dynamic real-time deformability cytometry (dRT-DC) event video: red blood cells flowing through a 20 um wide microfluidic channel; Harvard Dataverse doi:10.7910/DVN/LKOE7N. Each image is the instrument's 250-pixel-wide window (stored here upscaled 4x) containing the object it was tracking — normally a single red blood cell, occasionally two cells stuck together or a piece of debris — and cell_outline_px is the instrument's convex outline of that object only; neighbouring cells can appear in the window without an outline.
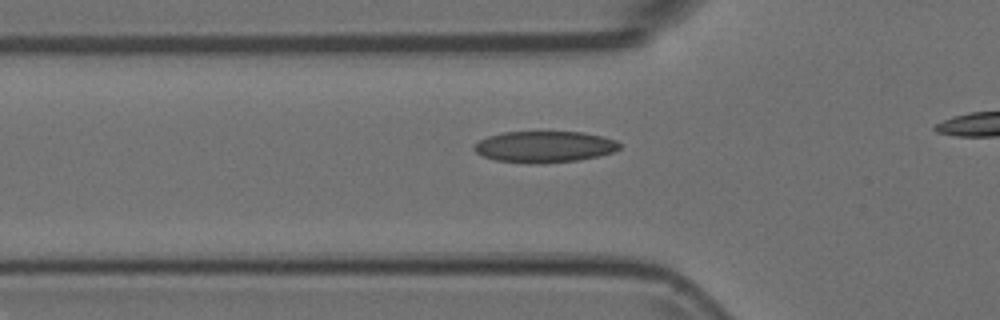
{"species": "Egyptian fruit bat (a non-hibernating species)", "species_latin": "Rousettus aegyptiacus", "temperature_condition": "room temperature", "stored_images_in_passage": 28, "camera_frame_rate_fps": 3000, "um_per_image_px": 0.085, "animal": {"sex": "female"}, "frame": {"image": 1, "passage_image": 2, "time_ms": 0.333, "image_size_px": [1000, 320], "cell_outline_px": [[620, 148], [612, 152], [596, 156], [576, 160], [536, 164], [532, 164], [496, 160], [484, 156], [476, 152], [472, 148], [480, 140], [488, 136], [504, 132], [584, 132], [616, 140], [620, 144]], "centroid_in_image_um": [46.26, 12.47], "position_along_channel_um": 79.5, "area_um2": 26.3}}
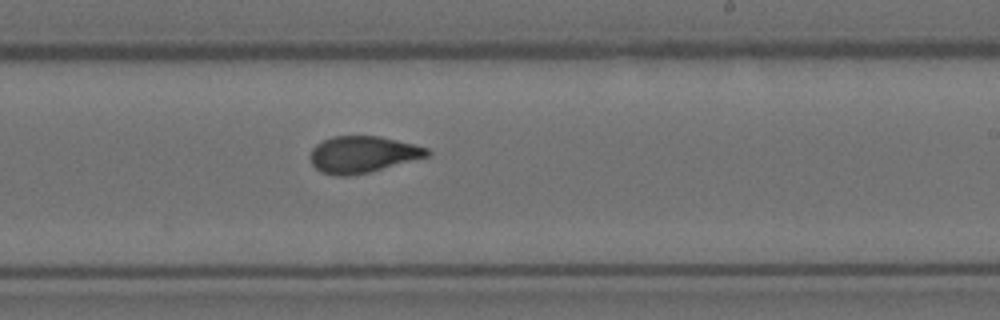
{"frame": {"image": 2, "passage_image": 16, "time_ms": 5.0, "image_size_px": [1000, 320], "cell_outline_px": [[432, 152], [428, 156], [368, 172], [348, 176], [336, 176], [320, 172], [312, 164], [308, 156], [312, 148], [316, 144], [332, 136], [380, 136], [428, 148]], "centroid_in_image_um": [30.77, 13.12], "position_along_channel_um": 258.2, "area_um2": 24.85}}
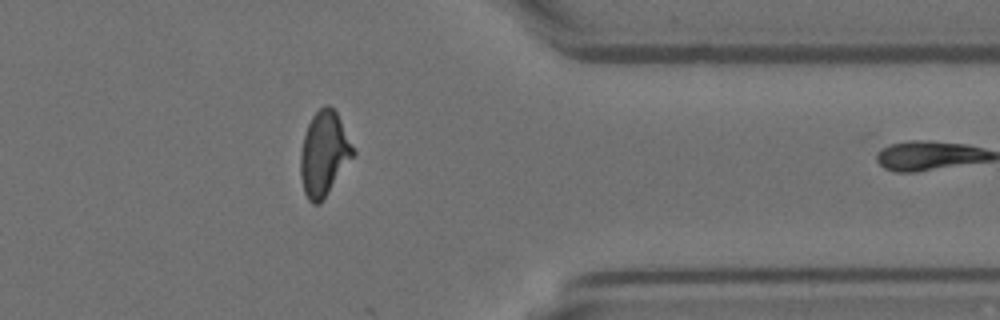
{"frame": {"image": 3, "passage_image": 27, "time_ms": 8.667, "image_size_px": [1000, 320], "cell_outline_px": [[356, 152], [320, 204], [312, 204], [308, 200], [304, 192], [300, 176], [300, 152], [304, 136], [308, 124], [312, 116], [320, 108], [328, 104], [336, 112]], "centroid_in_image_um": [27.52, 13.08], "position_along_channel_um": 383.9, "area_um2": 25.61}}